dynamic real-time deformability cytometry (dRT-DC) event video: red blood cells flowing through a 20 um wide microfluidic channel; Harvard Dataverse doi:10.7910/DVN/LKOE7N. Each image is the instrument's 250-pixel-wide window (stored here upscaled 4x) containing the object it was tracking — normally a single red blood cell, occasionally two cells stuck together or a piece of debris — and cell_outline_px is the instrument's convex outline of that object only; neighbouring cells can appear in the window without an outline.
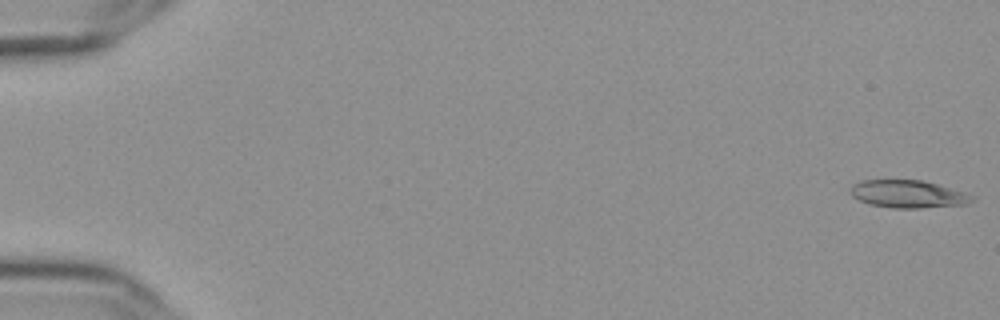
{"species": "Egyptian fruit bat (a non-hibernating species)", "species_latin": "Rousettus aegyptiacus", "temperature_condition": "cold", "stored_images_in_passage": 57, "camera_frame_rate_fps": 3000, "um_per_image_px": 0.085, "frame": {"image": 1, "passage_image": 1, "time_ms": 0.0, "image_size_px": [1000, 320], "cell_outline_px": [[976, 196], [972, 200], [964, 204], [920, 208], [892, 208], [868, 204], [852, 196], [852, 184], [860, 180], [924, 180], [964, 192]], "centroid_in_image_um": [77.17, 16.49], "position_along_channel_um": 7.8, "area_um2": 19.48}}
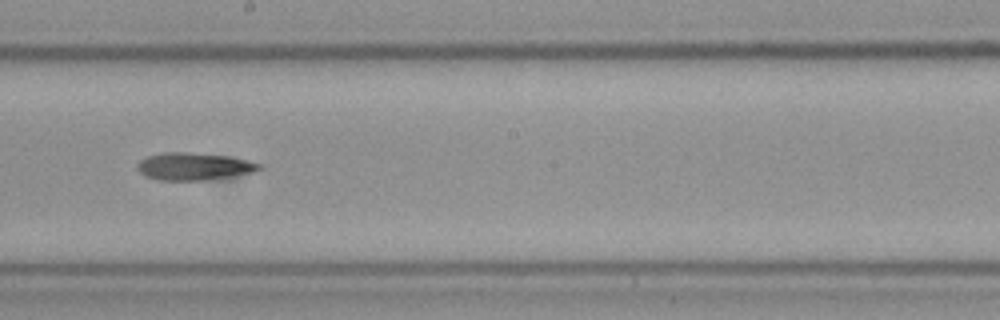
{"frame": {"image": 2, "passage_image": 33, "time_ms": 10.667, "image_size_px": [1000, 320], "cell_outline_px": [[264, 168], [252, 172], [228, 176], [200, 180], [160, 180], [144, 176], [136, 168], [136, 164], [140, 160], [148, 156], [164, 152], [188, 152], [228, 156], [248, 160], [264, 164]], "centroid_in_image_um": [16.47, 14.13], "position_along_channel_um": 231.7, "area_um2": 19.42}}
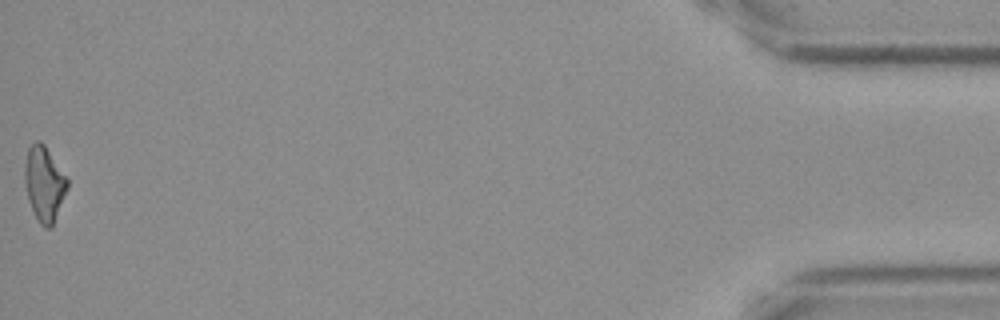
{"frame": {"image": 3, "passage_image": 57, "time_ms": 18.667, "image_size_px": [1000, 320], "cell_outline_px": [[68, 188], [52, 228], [44, 228], [40, 224], [28, 200], [24, 180], [24, 168], [28, 148], [36, 140], [40, 140], [44, 144], [68, 180]], "centroid_in_image_um": [3.76, 15.63], "position_along_channel_um": 431.4, "area_um2": 18.5}, "authors_computed_cell_mechanics": {"area_um2": 19.1896, "velocity_mm_per_s": 3.6223, "shape_relaxation_time_tau1_ms": null, "shape_relaxation_time_tau2_ms": 11.1977, "deformation_change_tau1": null, "deformation_change_tau2": 0.2776}}